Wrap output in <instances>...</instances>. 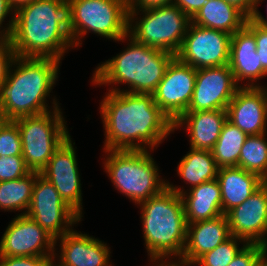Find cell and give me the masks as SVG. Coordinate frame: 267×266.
I'll use <instances>...</instances> for the list:
<instances>
[{
	"label": "cell",
	"instance_id": "d4e9b609",
	"mask_svg": "<svg viewBox=\"0 0 267 266\" xmlns=\"http://www.w3.org/2000/svg\"><path fill=\"white\" fill-rule=\"evenodd\" d=\"M247 17L224 0H208L191 19L198 26L220 30L233 35L246 23Z\"/></svg>",
	"mask_w": 267,
	"mask_h": 266
},
{
	"label": "cell",
	"instance_id": "f35d334b",
	"mask_svg": "<svg viewBox=\"0 0 267 266\" xmlns=\"http://www.w3.org/2000/svg\"><path fill=\"white\" fill-rule=\"evenodd\" d=\"M224 1L235 6L247 18H250L253 15L256 7V0H224Z\"/></svg>",
	"mask_w": 267,
	"mask_h": 266
},
{
	"label": "cell",
	"instance_id": "3957f363",
	"mask_svg": "<svg viewBox=\"0 0 267 266\" xmlns=\"http://www.w3.org/2000/svg\"><path fill=\"white\" fill-rule=\"evenodd\" d=\"M60 64L62 61L52 58L16 56L0 87V119L15 120L61 108L50 94L59 79ZM47 99H52L51 107Z\"/></svg>",
	"mask_w": 267,
	"mask_h": 266
},
{
	"label": "cell",
	"instance_id": "7a4b0ae2",
	"mask_svg": "<svg viewBox=\"0 0 267 266\" xmlns=\"http://www.w3.org/2000/svg\"><path fill=\"white\" fill-rule=\"evenodd\" d=\"M8 38L17 57L62 61L75 49L70 1L35 0L18 8Z\"/></svg>",
	"mask_w": 267,
	"mask_h": 266
},
{
	"label": "cell",
	"instance_id": "8992f818",
	"mask_svg": "<svg viewBox=\"0 0 267 266\" xmlns=\"http://www.w3.org/2000/svg\"><path fill=\"white\" fill-rule=\"evenodd\" d=\"M103 172L110 178L115 190L130 199L134 205L159 194L167 187L153 158L154 150H103ZM151 152V153H150Z\"/></svg>",
	"mask_w": 267,
	"mask_h": 266
},
{
	"label": "cell",
	"instance_id": "6da1fadb",
	"mask_svg": "<svg viewBox=\"0 0 267 266\" xmlns=\"http://www.w3.org/2000/svg\"><path fill=\"white\" fill-rule=\"evenodd\" d=\"M102 98L103 150H157L174 133L153 94L107 91Z\"/></svg>",
	"mask_w": 267,
	"mask_h": 266
},
{
	"label": "cell",
	"instance_id": "484cf974",
	"mask_svg": "<svg viewBox=\"0 0 267 266\" xmlns=\"http://www.w3.org/2000/svg\"><path fill=\"white\" fill-rule=\"evenodd\" d=\"M35 181L36 171H31L22 178L0 181V210L18 211L17 215H25L31 202Z\"/></svg>",
	"mask_w": 267,
	"mask_h": 266
},
{
	"label": "cell",
	"instance_id": "44dd1931",
	"mask_svg": "<svg viewBox=\"0 0 267 266\" xmlns=\"http://www.w3.org/2000/svg\"><path fill=\"white\" fill-rule=\"evenodd\" d=\"M231 237L226 215L187 224L186 244L180 259L194 263Z\"/></svg>",
	"mask_w": 267,
	"mask_h": 266
},
{
	"label": "cell",
	"instance_id": "ee69618b",
	"mask_svg": "<svg viewBox=\"0 0 267 266\" xmlns=\"http://www.w3.org/2000/svg\"><path fill=\"white\" fill-rule=\"evenodd\" d=\"M45 266H60V265L56 262V260H54V259H50V260H48V262L45 264Z\"/></svg>",
	"mask_w": 267,
	"mask_h": 266
},
{
	"label": "cell",
	"instance_id": "7c38bea8",
	"mask_svg": "<svg viewBox=\"0 0 267 266\" xmlns=\"http://www.w3.org/2000/svg\"><path fill=\"white\" fill-rule=\"evenodd\" d=\"M71 135L55 150L47 165L41 170L58 191L61 199L81 218L83 217V193L81 175L76 154L77 147Z\"/></svg>",
	"mask_w": 267,
	"mask_h": 266
},
{
	"label": "cell",
	"instance_id": "ac0fdd59",
	"mask_svg": "<svg viewBox=\"0 0 267 266\" xmlns=\"http://www.w3.org/2000/svg\"><path fill=\"white\" fill-rule=\"evenodd\" d=\"M226 216L231 236L267 247V182Z\"/></svg>",
	"mask_w": 267,
	"mask_h": 266
},
{
	"label": "cell",
	"instance_id": "f546056e",
	"mask_svg": "<svg viewBox=\"0 0 267 266\" xmlns=\"http://www.w3.org/2000/svg\"><path fill=\"white\" fill-rule=\"evenodd\" d=\"M22 156V142L17 124L0 119V156Z\"/></svg>",
	"mask_w": 267,
	"mask_h": 266
},
{
	"label": "cell",
	"instance_id": "277c9868",
	"mask_svg": "<svg viewBox=\"0 0 267 266\" xmlns=\"http://www.w3.org/2000/svg\"><path fill=\"white\" fill-rule=\"evenodd\" d=\"M119 41H127V46L123 51L120 50V53L96 66L91 84L95 88L109 86L107 91L112 92L153 94L175 55L139 43L129 34ZM120 84L125 85V89H122Z\"/></svg>",
	"mask_w": 267,
	"mask_h": 266
},
{
	"label": "cell",
	"instance_id": "7bdbcfd3",
	"mask_svg": "<svg viewBox=\"0 0 267 266\" xmlns=\"http://www.w3.org/2000/svg\"><path fill=\"white\" fill-rule=\"evenodd\" d=\"M258 266H267V251L259 259Z\"/></svg>",
	"mask_w": 267,
	"mask_h": 266
},
{
	"label": "cell",
	"instance_id": "603a6c76",
	"mask_svg": "<svg viewBox=\"0 0 267 266\" xmlns=\"http://www.w3.org/2000/svg\"><path fill=\"white\" fill-rule=\"evenodd\" d=\"M181 197L187 224L223 215L221 187L217 179L192 187L182 193Z\"/></svg>",
	"mask_w": 267,
	"mask_h": 266
},
{
	"label": "cell",
	"instance_id": "4316f807",
	"mask_svg": "<svg viewBox=\"0 0 267 266\" xmlns=\"http://www.w3.org/2000/svg\"><path fill=\"white\" fill-rule=\"evenodd\" d=\"M248 135L228 120L211 152L218 168L239 167L241 148Z\"/></svg>",
	"mask_w": 267,
	"mask_h": 266
},
{
	"label": "cell",
	"instance_id": "2e32d148",
	"mask_svg": "<svg viewBox=\"0 0 267 266\" xmlns=\"http://www.w3.org/2000/svg\"><path fill=\"white\" fill-rule=\"evenodd\" d=\"M110 248L104 240L78 231L75 227L55 239L53 259L60 266H115L110 259Z\"/></svg>",
	"mask_w": 267,
	"mask_h": 266
},
{
	"label": "cell",
	"instance_id": "ab89813d",
	"mask_svg": "<svg viewBox=\"0 0 267 266\" xmlns=\"http://www.w3.org/2000/svg\"><path fill=\"white\" fill-rule=\"evenodd\" d=\"M148 262V264L151 266H194L193 263L187 262L180 258L149 259Z\"/></svg>",
	"mask_w": 267,
	"mask_h": 266
},
{
	"label": "cell",
	"instance_id": "9c48e42d",
	"mask_svg": "<svg viewBox=\"0 0 267 266\" xmlns=\"http://www.w3.org/2000/svg\"><path fill=\"white\" fill-rule=\"evenodd\" d=\"M72 6V42L82 46L87 33L118 42L128 34L127 0H69Z\"/></svg>",
	"mask_w": 267,
	"mask_h": 266
},
{
	"label": "cell",
	"instance_id": "e575fe53",
	"mask_svg": "<svg viewBox=\"0 0 267 266\" xmlns=\"http://www.w3.org/2000/svg\"><path fill=\"white\" fill-rule=\"evenodd\" d=\"M255 40L257 55L262 68L267 72V26L255 22Z\"/></svg>",
	"mask_w": 267,
	"mask_h": 266
},
{
	"label": "cell",
	"instance_id": "8fae6325",
	"mask_svg": "<svg viewBox=\"0 0 267 266\" xmlns=\"http://www.w3.org/2000/svg\"><path fill=\"white\" fill-rule=\"evenodd\" d=\"M231 36L191 22L175 56L195 69L227 65L230 60Z\"/></svg>",
	"mask_w": 267,
	"mask_h": 266
},
{
	"label": "cell",
	"instance_id": "30bf717a",
	"mask_svg": "<svg viewBox=\"0 0 267 266\" xmlns=\"http://www.w3.org/2000/svg\"><path fill=\"white\" fill-rule=\"evenodd\" d=\"M25 215L55 239L73 230L83 220L40 172H36L31 202Z\"/></svg>",
	"mask_w": 267,
	"mask_h": 266
},
{
	"label": "cell",
	"instance_id": "60d3db41",
	"mask_svg": "<svg viewBox=\"0 0 267 266\" xmlns=\"http://www.w3.org/2000/svg\"><path fill=\"white\" fill-rule=\"evenodd\" d=\"M262 1L265 0H256V7L250 18L261 25L267 26V18L259 11V5L263 3Z\"/></svg>",
	"mask_w": 267,
	"mask_h": 266
},
{
	"label": "cell",
	"instance_id": "d590c367",
	"mask_svg": "<svg viewBox=\"0 0 267 266\" xmlns=\"http://www.w3.org/2000/svg\"><path fill=\"white\" fill-rule=\"evenodd\" d=\"M14 14L15 11L8 4V1L0 0V37L8 38L10 36L13 28ZM5 21L7 22L6 24Z\"/></svg>",
	"mask_w": 267,
	"mask_h": 266
},
{
	"label": "cell",
	"instance_id": "74e56055",
	"mask_svg": "<svg viewBox=\"0 0 267 266\" xmlns=\"http://www.w3.org/2000/svg\"><path fill=\"white\" fill-rule=\"evenodd\" d=\"M174 0H127L129 10H143L173 4Z\"/></svg>",
	"mask_w": 267,
	"mask_h": 266
},
{
	"label": "cell",
	"instance_id": "52a82bcc",
	"mask_svg": "<svg viewBox=\"0 0 267 266\" xmlns=\"http://www.w3.org/2000/svg\"><path fill=\"white\" fill-rule=\"evenodd\" d=\"M190 23L191 19L174 3L129 10L128 34L139 43L176 55Z\"/></svg>",
	"mask_w": 267,
	"mask_h": 266
},
{
	"label": "cell",
	"instance_id": "9a60e30c",
	"mask_svg": "<svg viewBox=\"0 0 267 266\" xmlns=\"http://www.w3.org/2000/svg\"><path fill=\"white\" fill-rule=\"evenodd\" d=\"M238 88L229 64L197 69L187 112L226 110Z\"/></svg>",
	"mask_w": 267,
	"mask_h": 266
},
{
	"label": "cell",
	"instance_id": "e0dca14e",
	"mask_svg": "<svg viewBox=\"0 0 267 266\" xmlns=\"http://www.w3.org/2000/svg\"><path fill=\"white\" fill-rule=\"evenodd\" d=\"M229 66L239 87H266L259 81L267 77V72L257 55L255 21L251 18L231 36Z\"/></svg>",
	"mask_w": 267,
	"mask_h": 266
},
{
	"label": "cell",
	"instance_id": "b9f144b4",
	"mask_svg": "<svg viewBox=\"0 0 267 266\" xmlns=\"http://www.w3.org/2000/svg\"><path fill=\"white\" fill-rule=\"evenodd\" d=\"M8 4L11 6V8L16 11L18 8L30 4L31 2L35 0H7Z\"/></svg>",
	"mask_w": 267,
	"mask_h": 266
},
{
	"label": "cell",
	"instance_id": "cb8c5ba5",
	"mask_svg": "<svg viewBox=\"0 0 267 266\" xmlns=\"http://www.w3.org/2000/svg\"><path fill=\"white\" fill-rule=\"evenodd\" d=\"M218 169L211 151L190 148L180 159L176 170L177 175L187 187L173 185L169 180L167 181V186L181 195L192 187L198 186L206 181L217 179Z\"/></svg>",
	"mask_w": 267,
	"mask_h": 266
},
{
	"label": "cell",
	"instance_id": "d6986e66",
	"mask_svg": "<svg viewBox=\"0 0 267 266\" xmlns=\"http://www.w3.org/2000/svg\"><path fill=\"white\" fill-rule=\"evenodd\" d=\"M226 112L227 120L248 136L267 133V86L239 87Z\"/></svg>",
	"mask_w": 267,
	"mask_h": 266
},
{
	"label": "cell",
	"instance_id": "8d00e7d4",
	"mask_svg": "<svg viewBox=\"0 0 267 266\" xmlns=\"http://www.w3.org/2000/svg\"><path fill=\"white\" fill-rule=\"evenodd\" d=\"M208 0H174L173 3L192 19Z\"/></svg>",
	"mask_w": 267,
	"mask_h": 266
},
{
	"label": "cell",
	"instance_id": "ba28073f",
	"mask_svg": "<svg viewBox=\"0 0 267 266\" xmlns=\"http://www.w3.org/2000/svg\"><path fill=\"white\" fill-rule=\"evenodd\" d=\"M62 108L13 120L20 132L22 157L31 171L41 172L55 150L70 136Z\"/></svg>",
	"mask_w": 267,
	"mask_h": 266
},
{
	"label": "cell",
	"instance_id": "d6a6232c",
	"mask_svg": "<svg viewBox=\"0 0 267 266\" xmlns=\"http://www.w3.org/2000/svg\"><path fill=\"white\" fill-rule=\"evenodd\" d=\"M16 57L7 37H0V87L5 83L10 66Z\"/></svg>",
	"mask_w": 267,
	"mask_h": 266
},
{
	"label": "cell",
	"instance_id": "f1b7e54d",
	"mask_svg": "<svg viewBox=\"0 0 267 266\" xmlns=\"http://www.w3.org/2000/svg\"><path fill=\"white\" fill-rule=\"evenodd\" d=\"M246 244L243 239L231 236L213 250L204 253L193 264L194 266H227Z\"/></svg>",
	"mask_w": 267,
	"mask_h": 266
},
{
	"label": "cell",
	"instance_id": "5b68a950",
	"mask_svg": "<svg viewBox=\"0 0 267 266\" xmlns=\"http://www.w3.org/2000/svg\"><path fill=\"white\" fill-rule=\"evenodd\" d=\"M137 207L141 213L144 247L148 260L180 258L187 234L181 195L167 186Z\"/></svg>",
	"mask_w": 267,
	"mask_h": 266
},
{
	"label": "cell",
	"instance_id": "ffe728a7",
	"mask_svg": "<svg viewBox=\"0 0 267 266\" xmlns=\"http://www.w3.org/2000/svg\"><path fill=\"white\" fill-rule=\"evenodd\" d=\"M226 121V110L185 112L174 122L173 129L187 131L189 148L211 151Z\"/></svg>",
	"mask_w": 267,
	"mask_h": 266
},
{
	"label": "cell",
	"instance_id": "4fadbf2b",
	"mask_svg": "<svg viewBox=\"0 0 267 266\" xmlns=\"http://www.w3.org/2000/svg\"><path fill=\"white\" fill-rule=\"evenodd\" d=\"M196 72L197 69L175 56L153 93L154 102L173 123L187 112L194 91Z\"/></svg>",
	"mask_w": 267,
	"mask_h": 266
},
{
	"label": "cell",
	"instance_id": "7402d4cb",
	"mask_svg": "<svg viewBox=\"0 0 267 266\" xmlns=\"http://www.w3.org/2000/svg\"><path fill=\"white\" fill-rule=\"evenodd\" d=\"M217 180L221 187L224 215L242 204L266 182L259 175L238 166L219 168Z\"/></svg>",
	"mask_w": 267,
	"mask_h": 266
},
{
	"label": "cell",
	"instance_id": "5bb4252c",
	"mask_svg": "<svg viewBox=\"0 0 267 266\" xmlns=\"http://www.w3.org/2000/svg\"><path fill=\"white\" fill-rule=\"evenodd\" d=\"M0 238V256L53 257L55 238L27 215H16Z\"/></svg>",
	"mask_w": 267,
	"mask_h": 266
},
{
	"label": "cell",
	"instance_id": "1f68e13d",
	"mask_svg": "<svg viewBox=\"0 0 267 266\" xmlns=\"http://www.w3.org/2000/svg\"><path fill=\"white\" fill-rule=\"evenodd\" d=\"M267 251L261 244H246L227 266H257L259 259Z\"/></svg>",
	"mask_w": 267,
	"mask_h": 266
},
{
	"label": "cell",
	"instance_id": "4dcf8cb0",
	"mask_svg": "<svg viewBox=\"0 0 267 266\" xmlns=\"http://www.w3.org/2000/svg\"><path fill=\"white\" fill-rule=\"evenodd\" d=\"M30 172L22 156H0V181L22 178Z\"/></svg>",
	"mask_w": 267,
	"mask_h": 266
},
{
	"label": "cell",
	"instance_id": "836d02e7",
	"mask_svg": "<svg viewBox=\"0 0 267 266\" xmlns=\"http://www.w3.org/2000/svg\"><path fill=\"white\" fill-rule=\"evenodd\" d=\"M53 257L38 256H0V266H45Z\"/></svg>",
	"mask_w": 267,
	"mask_h": 266
},
{
	"label": "cell",
	"instance_id": "83f0119b",
	"mask_svg": "<svg viewBox=\"0 0 267 266\" xmlns=\"http://www.w3.org/2000/svg\"><path fill=\"white\" fill-rule=\"evenodd\" d=\"M239 167L267 182V133L246 138L240 151Z\"/></svg>",
	"mask_w": 267,
	"mask_h": 266
}]
</instances>
